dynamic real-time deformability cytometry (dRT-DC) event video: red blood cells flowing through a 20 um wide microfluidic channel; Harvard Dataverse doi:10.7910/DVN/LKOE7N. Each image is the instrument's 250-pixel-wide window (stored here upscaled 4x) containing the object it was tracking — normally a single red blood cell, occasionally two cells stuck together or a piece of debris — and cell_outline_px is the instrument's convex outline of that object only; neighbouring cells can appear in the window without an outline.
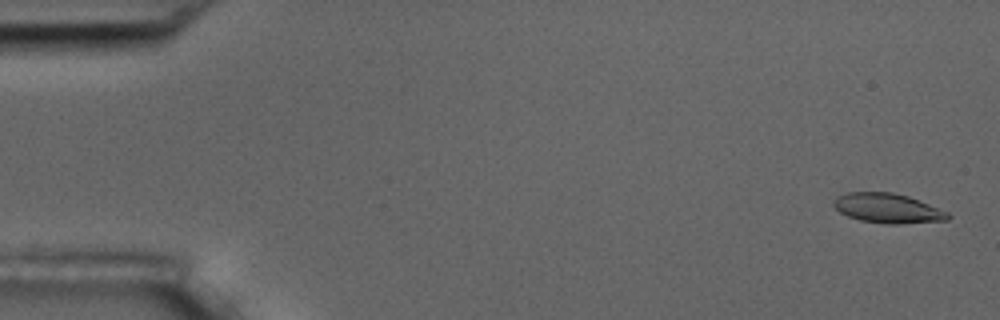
{"species": "common noctule bat (a hibernating species)", "species_latin": "Nyctalus noctula", "temperature_condition": "room temperature", "stored_images_in_passage": 5, "camera_frame_rate_fps": 3000, "um_per_image_px": 0.085, "animal": {"sex": "male", "body_mass_g": 17.5, "forearm_length_mm": 52.3}, "frame": {"image": 1, "passage_image": 1, "time_ms": 0.0, "image_size_px": [1000, 320], "cell_outline_px": [[952, 216], [948, 220], [896, 224], [884, 224], [860, 220], [848, 216], [840, 212], [832, 204], [832, 200], [836, 196], [848, 192], [892, 192], [908, 196], [948, 212]], "centroid_in_image_um": [75.43, 17.7], "position_along_channel_um": 9.6, "area_um2": 19.77}}
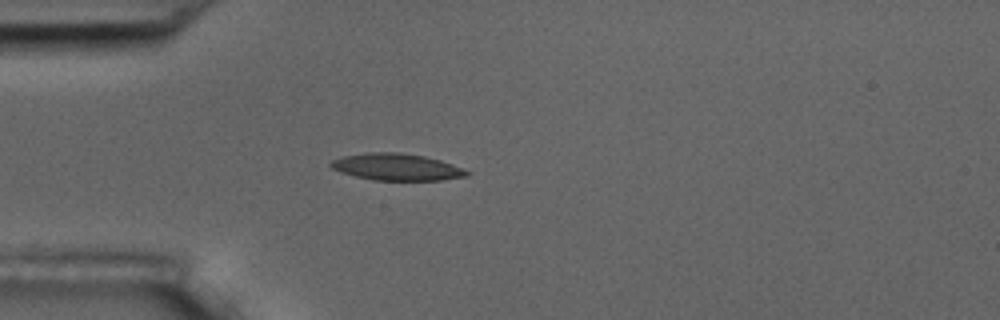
{"frame": {"image": 2, "passage_image": 5, "time_ms": 4.667, "image_size_px": [1000, 320], "cell_outline_px": [[472, 172], [468, 176], [440, 180], [372, 180], [340, 172], [332, 168], [328, 164], [332, 160], [344, 156], [368, 152], [396, 152], [424, 156], [440, 160], [452, 164]], "centroid_in_image_um": [33.72, 14.19], "position_along_channel_um": 51.3, "area_um2": 21.21}}